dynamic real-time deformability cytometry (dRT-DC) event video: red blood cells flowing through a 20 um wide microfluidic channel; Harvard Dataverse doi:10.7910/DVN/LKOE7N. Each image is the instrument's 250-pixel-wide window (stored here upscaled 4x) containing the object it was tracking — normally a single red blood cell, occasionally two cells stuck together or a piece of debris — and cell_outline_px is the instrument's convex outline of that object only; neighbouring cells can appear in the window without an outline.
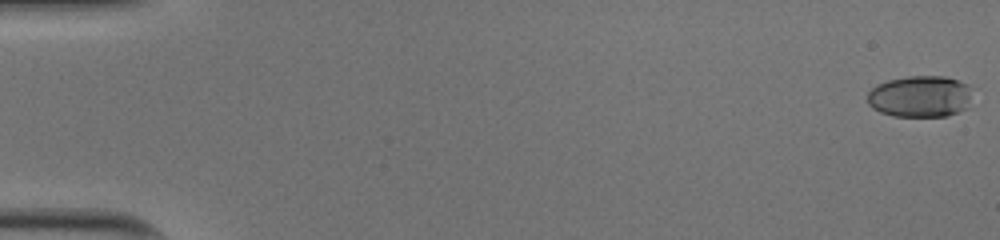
{"species": "human", "species_latin": "Homo sapiens", "temperature_condition": "cold", "stored_images_in_passage": 52, "camera_frame_rate_fps": 3000, "um_per_image_px": 0.085, "donor": {"sex": "male"}, "frame": {"image": 1, "passage_image": 1, "time_ms": 0.0, "image_size_px": [1000, 240], "cell_outline_px": [[968, 108], [948, 116], [892, 116], [880, 112], [872, 108], [868, 104], [868, 92], [876, 84], [888, 80], [908, 76], [944, 76], [968, 84]], "centroid_in_image_um": [78.16, 8.2], "position_along_channel_um": 6.8, "area_um2": 25.32}}
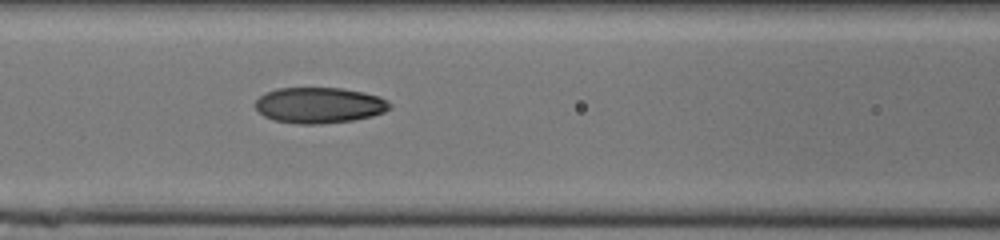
{"frame": {"image": 2, "passage_image": 24, "time_ms": 7.667, "image_size_px": [1000, 240], "cell_outline_px": [[392, 108], [384, 112], [372, 116], [352, 120], [320, 124], [296, 124], [272, 120], [264, 116], [256, 108], [256, 100], [264, 92], [276, 88], [344, 88], [364, 92], [380, 96], [388, 100], [392, 104]], "centroid_in_image_um": [27.16, 8.94], "position_along_channel_um": 139.4, "area_um2": 28.38}}
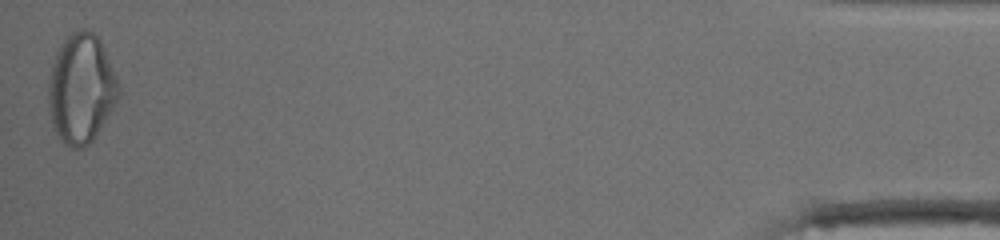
{"frame": {"image": 3, "passage_image": 52, "time_ms": 17.0, "image_size_px": [1000, 240], "cell_outline_px": [[120, 96], [92, 140], [88, 144], [80, 148], [72, 148], [64, 144], [60, 140], [52, 128], [48, 108], [48, 80], [52, 64], [56, 52], [60, 44], [72, 32], [80, 28], [84, 28], [92, 32], [100, 40], [104, 48], [120, 88]], "centroid_in_image_um": [6.86, 7.54], "position_along_channel_um": 428.3, "area_um2": 44.74}, "authors_computed_cell_mechanics": {"area_um2": 27.8307, "velocity_mm_per_s": 4.0294, "shape_relaxation_time_tau1_ms": 8.3201, "shape_relaxation_time_tau2_ms": 1.6656, "deformation_change_tau1": 0.226, "deformation_change_tau2": 0.0727}}